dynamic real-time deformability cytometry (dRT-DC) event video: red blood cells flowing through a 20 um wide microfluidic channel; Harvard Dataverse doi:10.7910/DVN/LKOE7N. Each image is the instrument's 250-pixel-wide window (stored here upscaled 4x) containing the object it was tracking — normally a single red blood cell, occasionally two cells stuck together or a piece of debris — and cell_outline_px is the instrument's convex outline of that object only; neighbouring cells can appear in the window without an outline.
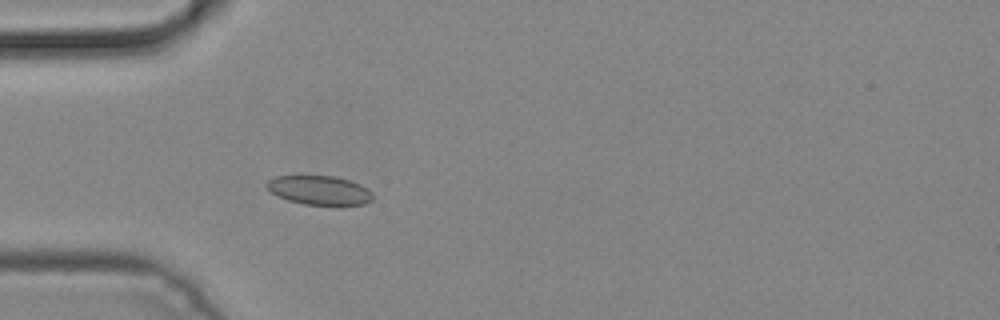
{"species": "common noctule bat (a hibernating species)", "species_latin": "Nyctalus noctula", "temperature_condition": "cold", "stored_images_in_passage": 5, "camera_frame_rate_fps": 3000, "um_per_image_px": 0.085, "animal": {"sex": "male", "body_mass_g": 19.2, "forearm_length_mm": 51.8}, "frame": {"image": 1, "passage_image": 5, "time_ms": 1.333, "image_size_px": [1000, 320], "cell_outline_px": [[372, 200], [364, 204], [340, 208], [336, 208], [304, 204], [288, 200], [276, 196], [264, 184], [268, 180], [276, 176], [336, 176], [360, 184], [368, 188], [372, 192]], "centroid_in_image_um": [27.2, 16.22], "position_along_channel_um": 57.8, "area_um2": 18.73}}